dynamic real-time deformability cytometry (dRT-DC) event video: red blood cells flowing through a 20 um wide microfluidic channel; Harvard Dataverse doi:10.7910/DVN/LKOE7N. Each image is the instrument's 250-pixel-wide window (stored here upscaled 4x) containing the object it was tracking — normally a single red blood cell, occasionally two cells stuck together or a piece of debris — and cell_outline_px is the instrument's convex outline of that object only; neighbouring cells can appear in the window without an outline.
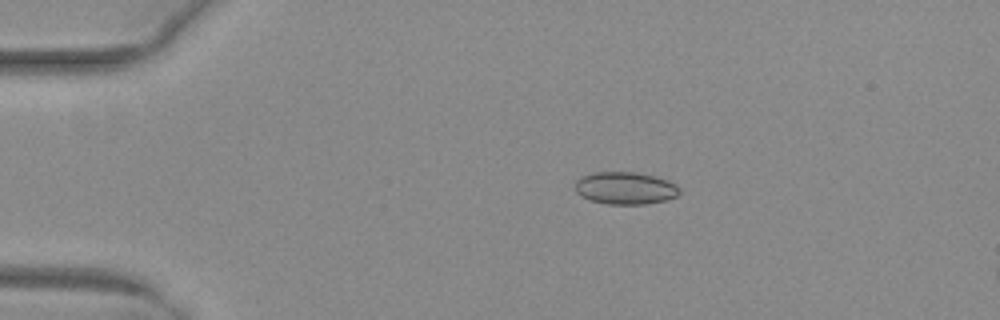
{"species": "common noctule bat (a hibernating species)", "species_latin": "Nyctalus noctula", "temperature_condition": "warm", "stored_images_in_passage": 17, "camera_frame_rate_fps": 3000, "um_per_image_px": 0.085, "animal": {"sex": "female", "body_mass_g": 29.2, "forearm_length_mm": 56.3}, "frame": {"image": 1, "passage_image": 10, "time_ms": 3.0, "image_size_px": [1000, 320], "cell_outline_px": [[680, 192], [676, 196], [664, 200], [644, 204], [608, 204], [592, 200], [580, 196], [576, 192], [576, 180], [580, 176], [596, 172], [636, 172], [656, 176], [668, 180], [676, 184], [680, 188]], "centroid_in_image_um": [53.15, 15.98], "position_along_channel_um": 31.8, "area_um2": 19.71}}